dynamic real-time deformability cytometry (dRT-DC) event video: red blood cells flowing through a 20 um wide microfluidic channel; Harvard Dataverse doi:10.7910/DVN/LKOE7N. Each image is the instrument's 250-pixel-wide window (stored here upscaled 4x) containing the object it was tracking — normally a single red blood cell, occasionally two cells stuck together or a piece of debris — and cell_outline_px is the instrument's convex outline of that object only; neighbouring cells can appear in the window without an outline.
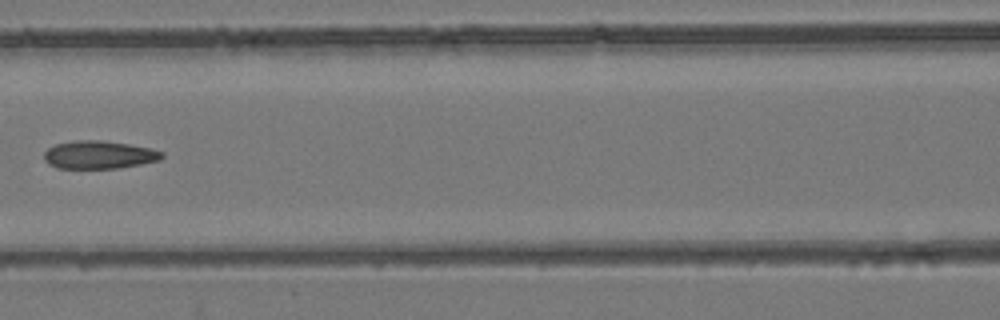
{"species": "common noctule bat (a hibernating species)", "species_latin": "Nyctalus noctula", "temperature_condition": "room temperature", "stored_images_in_passage": 7, "camera_frame_rate_fps": 3000, "um_per_image_px": 0.085, "animal": {"sex": "female", "body_mass_g": 24.6, "forearm_length_mm": 56.2}, "frame": {"image": 1, "passage_image": 6, "time_ms": 1.667, "image_size_px": [1000, 320], "cell_outline_px": [[164, 156], [160, 160], [140, 164], [116, 168], [56, 168], [48, 164], [44, 160], [44, 152], [48, 148], [56, 144], [76, 140], [100, 140], [128, 144], [152, 148], [164, 152]], "centroid_in_image_um": [8.42, 13.15], "position_along_channel_um": 158.2, "area_um2": 19.25}}
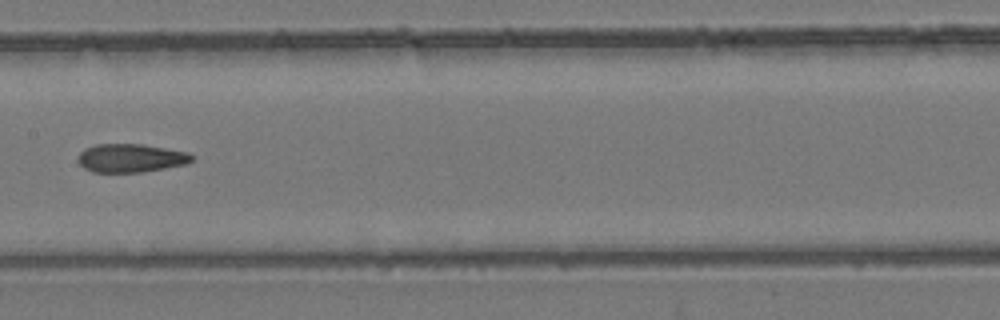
{"frame": {"image": 2, "passage_image": 7, "time_ms": 2.0, "image_size_px": [1000, 320], "cell_outline_px": [[192, 160], [188, 164], [140, 172], [92, 172], [84, 168], [76, 160], [76, 156], [84, 148], [96, 144], [140, 144], [188, 152], [192, 156]], "centroid_in_image_um": [11.06, 13.43], "position_along_channel_um": 196.3, "area_um2": 18.9}}